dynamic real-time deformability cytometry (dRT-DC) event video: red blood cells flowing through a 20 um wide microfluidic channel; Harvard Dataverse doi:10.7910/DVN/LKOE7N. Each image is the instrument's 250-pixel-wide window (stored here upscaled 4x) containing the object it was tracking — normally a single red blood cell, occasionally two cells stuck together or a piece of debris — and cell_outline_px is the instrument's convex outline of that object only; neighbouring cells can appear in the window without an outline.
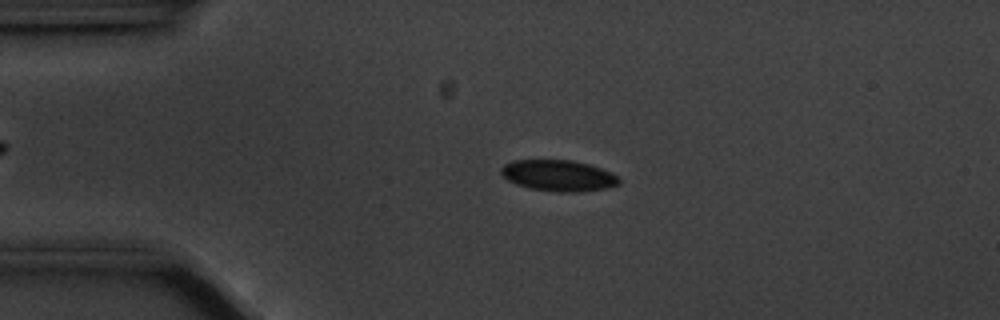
{"species": "common noctule bat (a hibernating species)", "species_latin": "Nyctalus noctula", "temperature_condition": "cold", "stored_images_in_passage": 50, "camera_frame_rate_fps": 3000, "um_per_image_px": 0.085, "animal": {"sex": "male", "body_mass_g": 20.1, "forearm_length_mm": 53.5}, "frame": {"image": 1, "passage_image": 6, "time_ms": 1.667, "image_size_px": [1000, 320], "cell_outline_px": [[620, 184], [608, 188], [576, 192], [556, 192], [528, 188], [516, 184], [508, 180], [500, 172], [500, 168], [504, 164], [516, 160], [572, 160], [588, 164], [612, 172], [620, 176]], "centroid_in_image_um": [47.5, 14.93], "position_along_channel_um": 37.5, "area_um2": 21.56}}
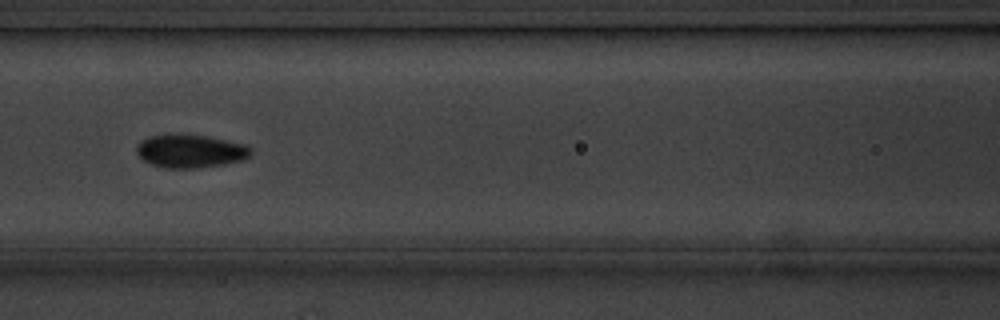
{"frame": {"image": 2, "passage_image": 18, "time_ms": 5.667, "image_size_px": [1000, 320], "cell_outline_px": [[252, 152], [244, 160], [224, 164], [196, 168], [164, 168], [152, 164], [144, 160], [136, 152], [136, 144], [140, 140], [148, 136], [168, 132], [176, 132], [208, 136], [244, 144], [252, 148]], "centroid_in_image_um": [16.14, 12.8], "position_along_channel_um": 150.5, "area_um2": 22.72}}
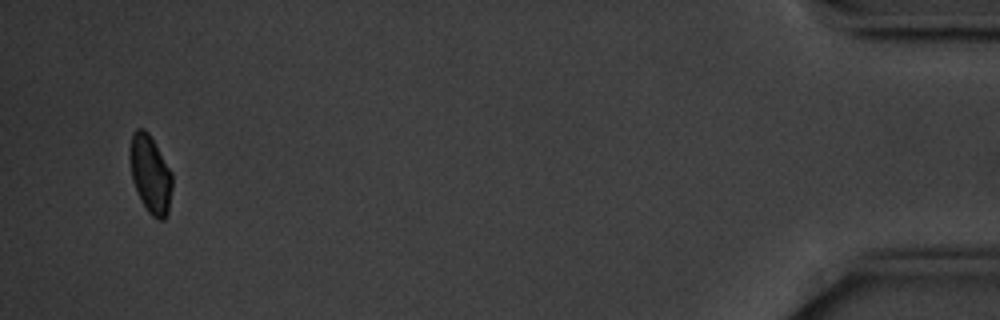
{"frame": {"image": 3, "passage_image": 48, "time_ms": 15.667, "image_size_px": [1000, 320], "cell_outline_px": [[172, 188], [168, 212], [164, 220], [160, 220], [152, 216], [148, 212], [132, 180], [128, 156], [128, 148], [132, 132], [136, 128], [144, 128], [148, 132], [172, 172]], "centroid_in_image_um": [12.76, 14.76], "position_along_channel_um": 422.4, "area_um2": 19.36}}